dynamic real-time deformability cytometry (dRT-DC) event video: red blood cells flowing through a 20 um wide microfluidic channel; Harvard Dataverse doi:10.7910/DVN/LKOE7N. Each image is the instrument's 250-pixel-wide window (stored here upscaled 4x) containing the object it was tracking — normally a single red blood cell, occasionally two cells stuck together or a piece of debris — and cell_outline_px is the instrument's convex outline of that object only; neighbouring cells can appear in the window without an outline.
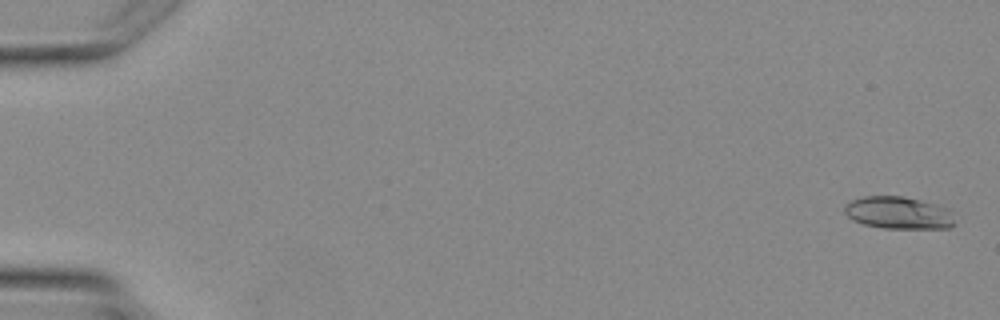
{"species": "Egyptian fruit bat (a non-hibernating species)", "species_latin": "Rousettus aegyptiacus", "temperature_condition": "warm", "stored_images_in_passage": 6, "camera_frame_rate_fps": 3000, "um_per_image_px": 0.085, "animal": {"sex": "female"}, "frame": {"image": 1, "passage_image": 1, "time_ms": 0.0, "image_size_px": [1000, 320], "cell_outline_px": [[952, 224], [948, 228], [884, 228], [864, 224], [852, 220], [844, 212], [844, 204], [852, 200], [864, 196], [900, 196], [920, 200], [936, 204], [948, 208], [952, 212]], "centroid_in_image_um": [76.33, 18.08], "position_along_channel_um": 8.7, "area_um2": 20.63}}
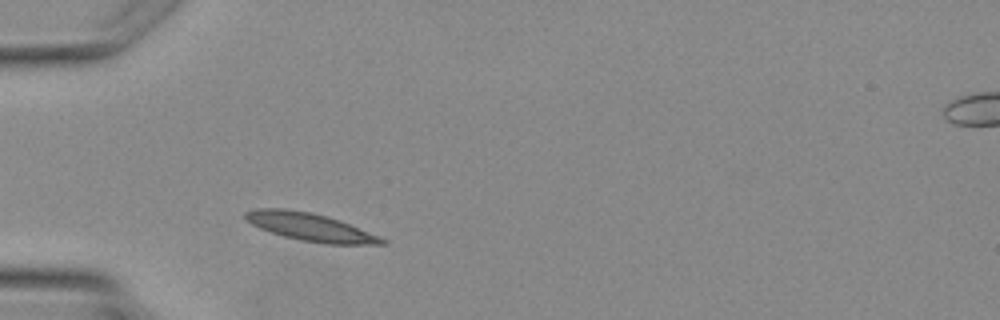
{"frame": {"image": 2, "passage_image": 5, "time_ms": 5.0, "image_size_px": [1000, 320], "cell_outline_px": [[388, 244], [328, 244], [300, 240], [284, 236], [260, 228], [244, 220], [244, 212], [256, 208], [284, 208], [312, 212], [348, 224], [380, 236], [388, 240]], "centroid_in_image_um": [26.34, 19.29], "position_along_channel_um": 58.7, "area_um2": 21.96}}